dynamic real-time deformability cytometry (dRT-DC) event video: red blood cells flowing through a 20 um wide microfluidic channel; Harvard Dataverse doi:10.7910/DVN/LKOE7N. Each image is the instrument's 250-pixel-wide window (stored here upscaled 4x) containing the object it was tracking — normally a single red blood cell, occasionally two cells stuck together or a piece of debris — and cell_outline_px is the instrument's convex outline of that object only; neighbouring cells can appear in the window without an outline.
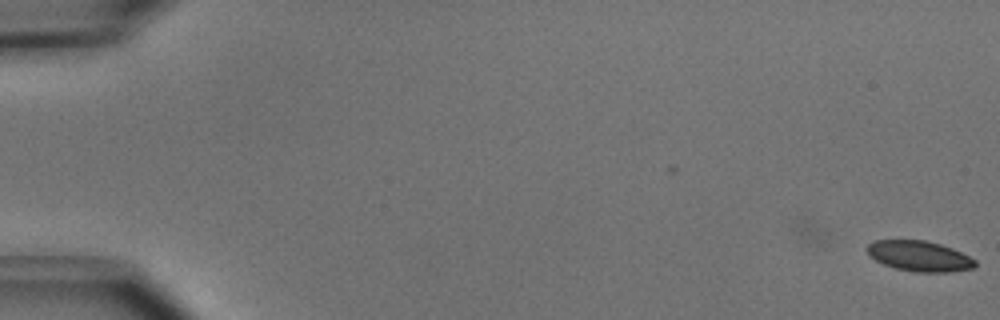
{"species": "common noctule bat (a hibernating species)", "species_latin": "Nyctalus noctula", "temperature_condition": "cold", "stored_images_in_passage": 6, "camera_frame_rate_fps": 3000, "um_per_image_px": 0.085, "animal": {"sex": "male", "body_mass_g": 15.6}, "frame": {"image": 1, "passage_image": 6, "time_ms": 1.667, "image_size_px": [1000, 320], "cell_outline_px": [[976, 264], [972, 268], [948, 272], [916, 272], [896, 268], [884, 264], [868, 256], [868, 244], [876, 240], [924, 240], [940, 244], [952, 248], [976, 260]], "centroid_in_image_um": [78.14, 21.76], "position_along_channel_um": 6.9, "area_um2": 18.96}}